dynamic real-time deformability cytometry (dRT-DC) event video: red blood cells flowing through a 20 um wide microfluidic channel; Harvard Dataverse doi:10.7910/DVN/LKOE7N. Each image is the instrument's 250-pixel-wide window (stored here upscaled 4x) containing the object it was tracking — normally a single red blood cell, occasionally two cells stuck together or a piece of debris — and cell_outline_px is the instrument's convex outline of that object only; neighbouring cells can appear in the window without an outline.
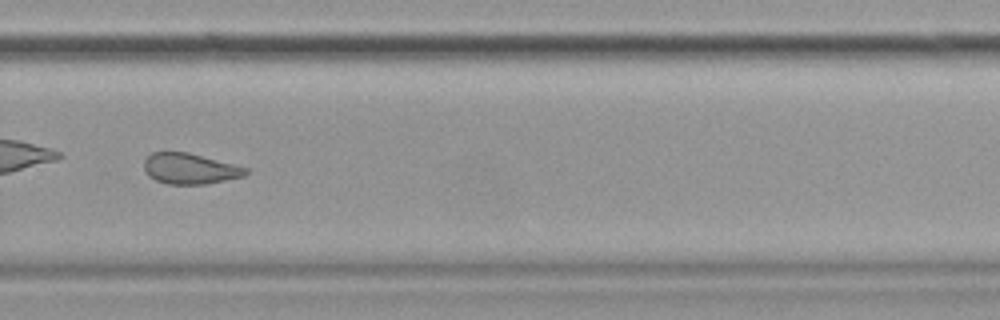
{"species": "common noctule bat (a hibernating species)", "species_latin": "Nyctalus noctula", "temperature_condition": "cold", "stored_images_in_passage": 53, "camera_frame_rate_fps": 3000, "um_per_image_px": 0.085, "animal": {"sex": "female", "body_mass_g": 19.9}, "frame": {"image": 1, "passage_image": 38, "time_ms": 12.333, "image_size_px": [1000, 320], "cell_outline_px": [[248, 172], [244, 176], [208, 184], [168, 184], [156, 180], [148, 176], [144, 172], [144, 160], [152, 152], [188, 152], [248, 168]], "centroid_in_image_um": [16.12, 14.34], "position_along_channel_um": 313.7, "area_um2": 18.21}}